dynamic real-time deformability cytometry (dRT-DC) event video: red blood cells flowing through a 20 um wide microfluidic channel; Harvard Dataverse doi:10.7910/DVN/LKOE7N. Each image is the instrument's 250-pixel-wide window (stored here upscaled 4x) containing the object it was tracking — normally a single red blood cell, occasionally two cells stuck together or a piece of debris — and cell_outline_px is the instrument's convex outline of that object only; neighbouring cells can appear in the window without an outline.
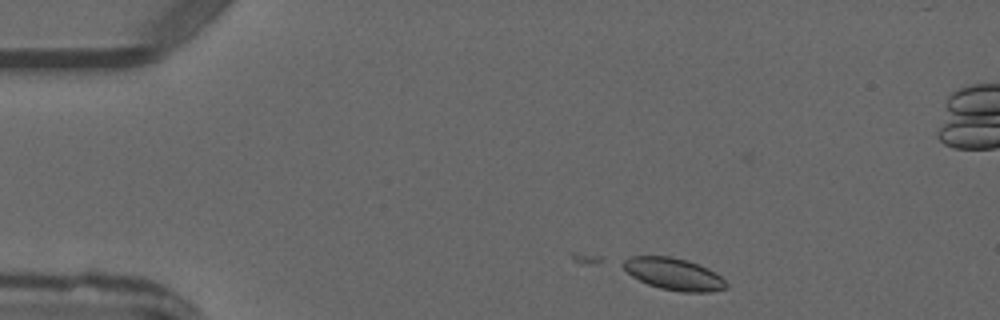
{"species": "common noctule bat (a hibernating species)", "species_latin": "Nyctalus noctula", "temperature_condition": "warm", "stored_images_in_passage": 3, "camera_frame_rate_fps": 3000, "um_per_image_px": 0.085, "animal": {"sex": "male", "forearm_length_mm": 52.5}, "frame": {"image": 1, "passage_image": 1, "time_ms": 0.0, "image_size_px": [1000, 320], "cell_outline_px": [[728, 288], [708, 292], [680, 292], [660, 288], [648, 284], [632, 276], [624, 268], [624, 260], [632, 256], [668, 256], [688, 260], [708, 268], [720, 276], [728, 284]], "centroid_in_image_um": [57.3, 23.3], "position_along_channel_um": 27.7, "area_um2": 19.07}}